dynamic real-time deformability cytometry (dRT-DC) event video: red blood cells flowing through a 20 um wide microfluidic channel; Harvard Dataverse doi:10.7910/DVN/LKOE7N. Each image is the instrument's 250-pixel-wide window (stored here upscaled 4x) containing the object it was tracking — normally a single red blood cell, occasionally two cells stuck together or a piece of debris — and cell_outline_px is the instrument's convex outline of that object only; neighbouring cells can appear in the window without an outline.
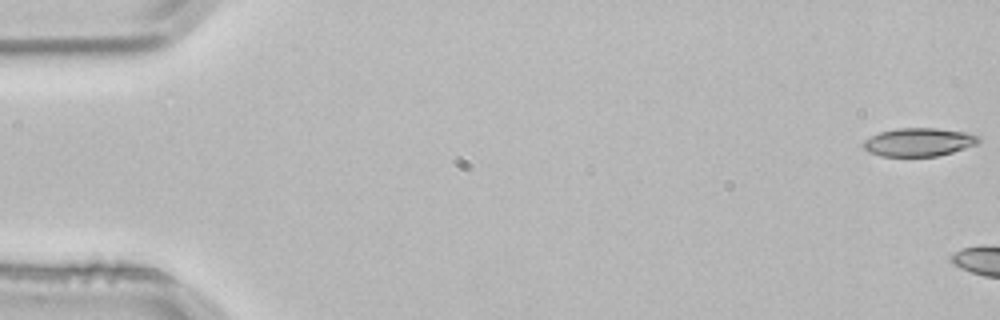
{"species": "common noctule bat (a hibernating species)", "species_latin": "Nyctalus noctula", "temperature_condition": "room temperature", "stored_images_in_passage": 4, "camera_frame_rate_fps": 3000, "um_per_image_px": 0.085, "animal": {"sex": "male", "body_mass_g": 21.5, "forearm_length_mm": 52.0}, "frame": {"image": 1, "passage_image": 1, "time_ms": 0.0, "image_size_px": [1000, 320], "cell_outline_px": [[980, 140], [976, 144], [952, 152], [936, 156], [880, 156], [868, 152], [864, 148], [864, 140], [880, 132], [900, 128], [936, 128], [968, 132], [980, 136]], "centroid_in_image_um": [78.11, 12.07], "position_along_channel_um": 6.9, "area_um2": 18.9}}